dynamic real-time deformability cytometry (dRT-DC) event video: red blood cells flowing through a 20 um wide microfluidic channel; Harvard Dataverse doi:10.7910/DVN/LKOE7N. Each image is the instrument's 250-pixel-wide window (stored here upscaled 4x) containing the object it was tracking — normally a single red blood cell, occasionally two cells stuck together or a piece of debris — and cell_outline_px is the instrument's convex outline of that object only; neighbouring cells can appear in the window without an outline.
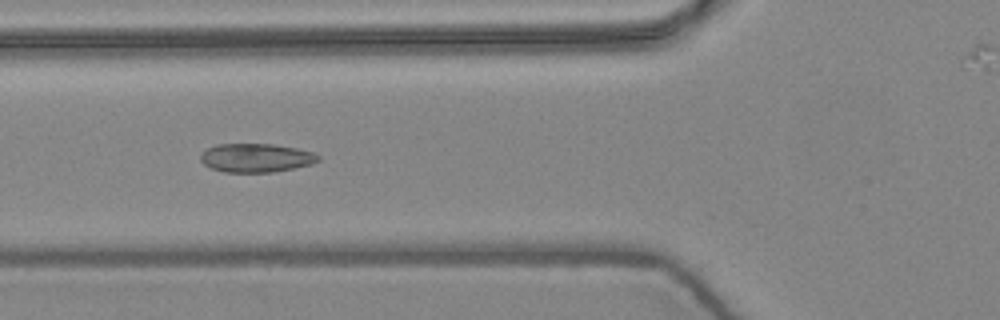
{"species": "common noctule bat (a hibernating species)", "species_latin": "Nyctalus noctula", "temperature_condition": "warm", "stored_images_in_passage": 9, "camera_frame_rate_fps": 3000, "um_per_image_px": 0.085, "animal": {"sex": "female", "body_mass_g": 24.6, "forearm_length_mm": 56.2}, "frame": {"image": 1, "passage_image": 6, "time_ms": 1.667, "image_size_px": [1000, 320], "cell_outline_px": [[320, 160], [312, 164], [272, 172], [224, 172], [212, 168], [204, 164], [200, 160], [200, 156], [208, 148], [216, 144], [276, 144], [296, 148], [312, 152], [320, 156]], "centroid_in_image_um": [21.78, 13.41], "position_along_channel_um": 104.0, "area_um2": 19.59}}
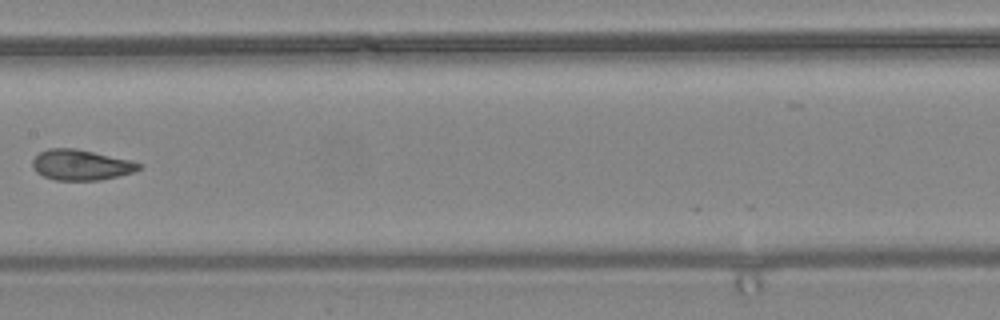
{"frame": {"image": 2, "passage_image": 8, "time_ms": 2.333, "image_size_px": [1000, 320], "cell_outline_px": [[140, 168], [136, 172], [100, 180], [56, 180], [44, 176], [36, 172], [32, 168], [32, 160], [40, 152], [48, 148], [76, 148], [132, 160], [140, 164]], "centroid_in_image_um": [6.88, 14.01], "position_along_channel_um": 200.5, "area_um2": 19.02}}
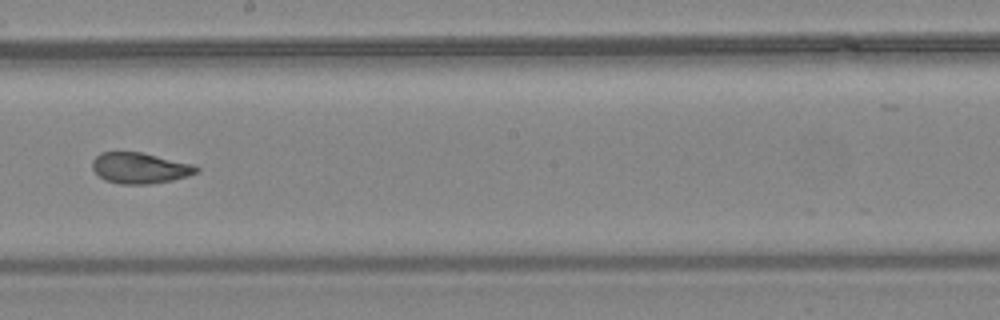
{"frame": {"image": 3, "passage_image": 9, "time_ms": 2.667, "image_size_px": [1000, 320], "cell_outline_px": [[200, 172], [188, 176], [172, 180], [148, 184], [120, 184], [104, 180], [92, 168], [92, 160], [100, 152], [140, 152], [192, 164], [200, 168]], "centroid_in_image_um": [11.89, 14.29], "position_along_channel_um": 236.3, "area_um2": 18.67}}